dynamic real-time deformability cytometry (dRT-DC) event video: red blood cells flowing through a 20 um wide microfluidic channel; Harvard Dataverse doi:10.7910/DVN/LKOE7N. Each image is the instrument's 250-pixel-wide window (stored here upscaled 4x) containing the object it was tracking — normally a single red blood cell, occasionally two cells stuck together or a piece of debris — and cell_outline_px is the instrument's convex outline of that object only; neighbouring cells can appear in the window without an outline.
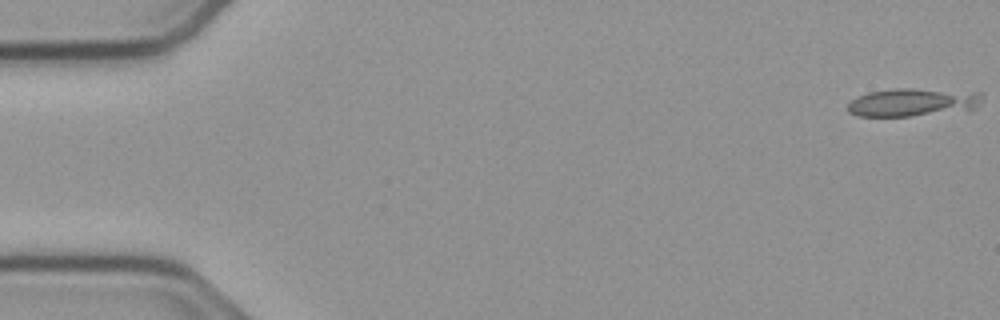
{"species": "common noctule bat (a hibernating species)", "species_latin": "Nyctalus noctula", "temperature_condition": "cold", "stored_images_in_passage": 5, "camera_frame_rate_fps": 3000, "um_per_image_px": 0.085, "animal": {"sex": "male", "body_mass_g": 23.1, "forearm_length_mm": 52.7}, "frame": {"image": 1, "passage_image": 1, "time_ms": 0.0, "image_size_px": [1000, 320], "cell_outline_px": [[980, 104], [976, 108], [908, 116], [856, 116], [848, 112], [848, 104], [856, 96], [868, 92], [896, 88], [912, 88], [980, 92]], "centroid_in_image_um": [77.51, 8.68], "position_along_channel_um": 7.5, "area_um2": 21.73}}